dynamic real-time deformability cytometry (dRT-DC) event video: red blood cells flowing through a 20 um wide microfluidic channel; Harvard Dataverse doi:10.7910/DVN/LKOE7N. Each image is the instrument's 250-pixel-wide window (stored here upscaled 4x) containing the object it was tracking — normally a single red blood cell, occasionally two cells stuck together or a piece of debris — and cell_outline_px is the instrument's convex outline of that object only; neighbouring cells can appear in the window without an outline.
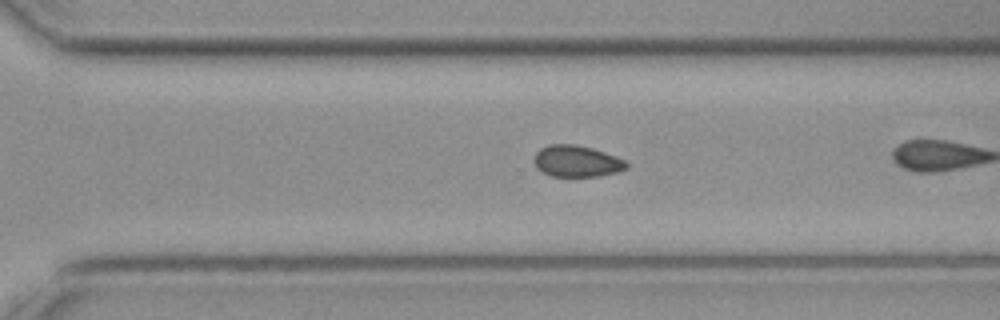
{"species": "common noctule bat (a hibernating species)", "species_latin": "Nyctalus noctula", "temperature_condition": "cold", "stored_images_in_passage": 35, "camera_frame_rate_fps": 3000, "um_per_image_px": 0.085, "animal": {"sex": "female", "body_mass_g": 19.3, "forearm_length_mm": 54.1}, "frame": {"image": 1, "passage_image": 30, "time_ms": 9.667, "image_size_px": [1000, 320], "cell_outline_px": [[628, 168], [620, 172], [600, 176], [552, 176], [536, 168], [536, 152], [540, 148], [552, 144], [576, 144], [592, 148], [616, 156], [624, 160], [628, 164]], "centroid_in_image_um": [49.07, 13.7], "position_along_channel_um": 321.5, "area_um2": 16.88}}